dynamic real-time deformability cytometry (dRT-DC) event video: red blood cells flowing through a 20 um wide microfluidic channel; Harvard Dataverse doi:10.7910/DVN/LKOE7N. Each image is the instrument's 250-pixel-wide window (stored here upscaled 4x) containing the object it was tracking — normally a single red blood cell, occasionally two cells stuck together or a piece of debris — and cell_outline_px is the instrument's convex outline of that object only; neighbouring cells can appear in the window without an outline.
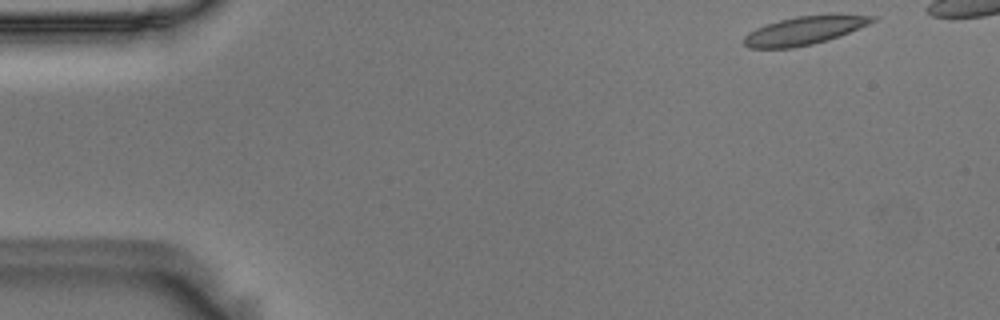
{"species": "Egyptian fruit bat (a non-hibernating species)", "species_latin": "Rousettus aegyptiacus", "temperature_condition": "room temperature", "stored_images_in_passage": 46, "camera_frame_rate_fps": 3000, "um_per_image_px": 0.085, "animal": {"sex": "male"}, "frame": {"image": 1, "passage_image": 1, "time_ms": 0.0, "image_size_px": [1000, 320], "cell_outline_px": [[876, 20], [868, 24], [840, 36], [828, 40], [812, 44], [792, 48], [748, 48], [744, 44], [744, 36], [748, 32], [756, 28], [780, 20], [796, 16], [840, 12], [876, 16]], "centroid_in_image_um": [68.44, 2.56], "position_along_channel_um": 16.6, "area_um2": 21.68}}
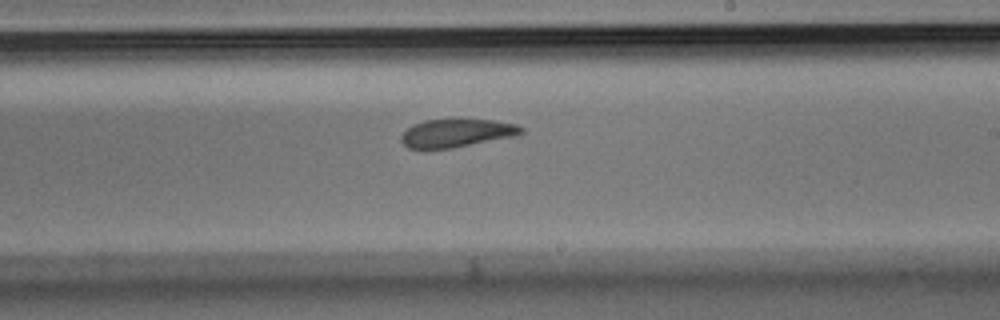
{"frame": {"image": 2, "passage_image": 29, "time_ms": 9.333, "image_size_px": [1000, 320], "cell_outline_px": [[524, 132], [516, 136], [452, 148], [424, 152], [408, 148], [400, 140], [400, 136], [412, 124], [424, 120], [492, 120], [516, 124], [524, 128]], "centroid_in_image_um": [38.75, 11.35], "position_along_channel_um": 250.3, "area_um2": 20.17}}
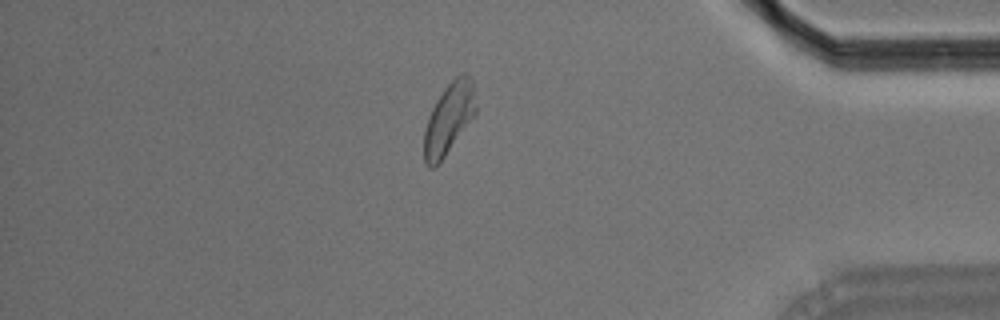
{"frame": {"image": 3, "passage_image": 44, "time_ms": 14.333, "image_size_px": [1000, 320], "cell_outline_px": [[476, 116], [444, 156], [432, 168], [428, 168], [424, 164], [424, 128], [428, 116], [436, 100], [444, 88], [460, 72], [464, 72], [472, 80], [476, 108]], "centroid_in_image_um": [38.15, 10.07], "position_along_channel_um": 397.1, "area_um2": 21.5}}